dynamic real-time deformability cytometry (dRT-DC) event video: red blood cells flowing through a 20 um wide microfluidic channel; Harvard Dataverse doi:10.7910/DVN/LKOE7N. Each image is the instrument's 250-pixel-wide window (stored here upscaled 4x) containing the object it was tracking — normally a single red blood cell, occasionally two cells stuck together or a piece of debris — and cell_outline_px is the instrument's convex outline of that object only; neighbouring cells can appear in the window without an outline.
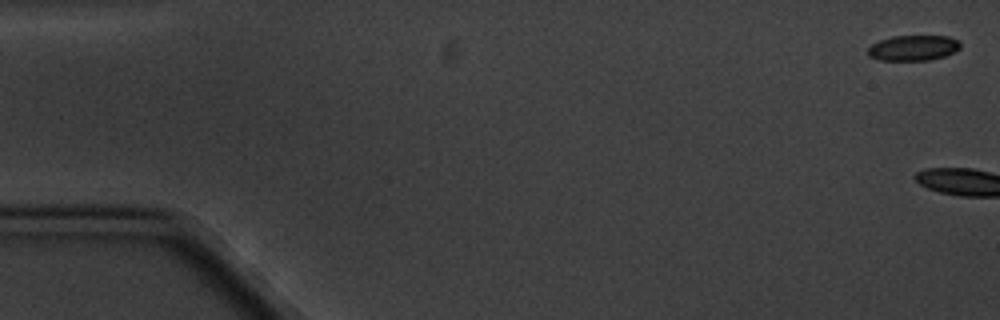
{"species": "common noctule bat (a hibernating species)", "species_latin": "Nyctalus noctula", "temperature_condition": "cold", "stored_images_in_passage": 4, "camera_frame_rate_fps": 3000, "um_per_image_px": 0.085, "animal": {"sex": "male", "body_mass_g": 20.1, "forearm_length_mm": 53.5}, "frame": {"image": 1, "passage_image": 1, "time_ms": 0.0, "image_size_px": [1000, 320], "cell_outline_px": [[960, 48], [944, 56], [928, 60], [880, 60], [868, 56], [868, 48], [872, 44], [880, 40], [892, 36], [948, 36], [960, 40]], "centroid_in_image_um": [77.62, 4.06], "position_along_channel_um": 7.4, "area_um2": 13.64}}